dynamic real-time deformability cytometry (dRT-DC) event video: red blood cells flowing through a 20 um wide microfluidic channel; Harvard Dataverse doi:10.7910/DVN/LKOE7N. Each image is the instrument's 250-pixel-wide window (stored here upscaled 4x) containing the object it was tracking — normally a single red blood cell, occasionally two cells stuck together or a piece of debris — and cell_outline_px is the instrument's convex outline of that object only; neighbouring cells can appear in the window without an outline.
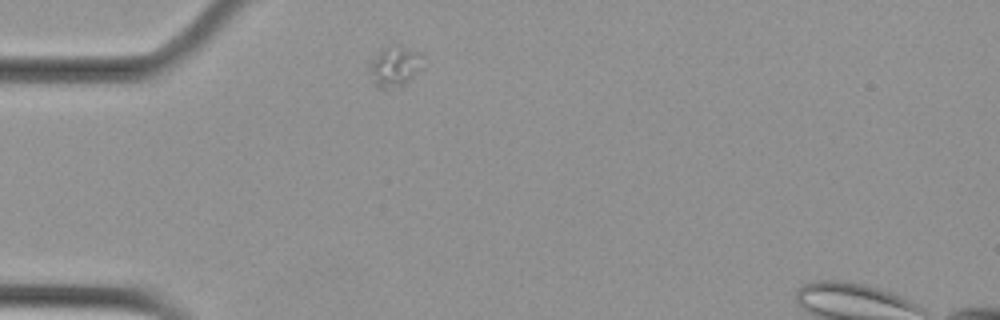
{"species": "Egyptian fruit bat (a non-hibernating species)", "species_latin": "Rousettus aegyptiacus", "temperature_condition": "cold", "stored_images_in_passage": 5, "camera_frame_rate_fps": 3000, "um_per_image_px": 0.085, "animal": {"sex": "female"}, "frame": {"image": 1, "passage_image": 1, "time_ms": 0.0, "image_size_px": [1000, 320], "cell_outline_px": [[424, 68], [388, 92], [384, 92], [372, 84], [368, 80], [368, 68], [376, 56], [388, 44], [400, 44], [420, 52], [424, 56]], "centroid_in_image_um": [33.54, 5.66], "position_along_channel_um": 51.5, "area_um2": 13.24}}